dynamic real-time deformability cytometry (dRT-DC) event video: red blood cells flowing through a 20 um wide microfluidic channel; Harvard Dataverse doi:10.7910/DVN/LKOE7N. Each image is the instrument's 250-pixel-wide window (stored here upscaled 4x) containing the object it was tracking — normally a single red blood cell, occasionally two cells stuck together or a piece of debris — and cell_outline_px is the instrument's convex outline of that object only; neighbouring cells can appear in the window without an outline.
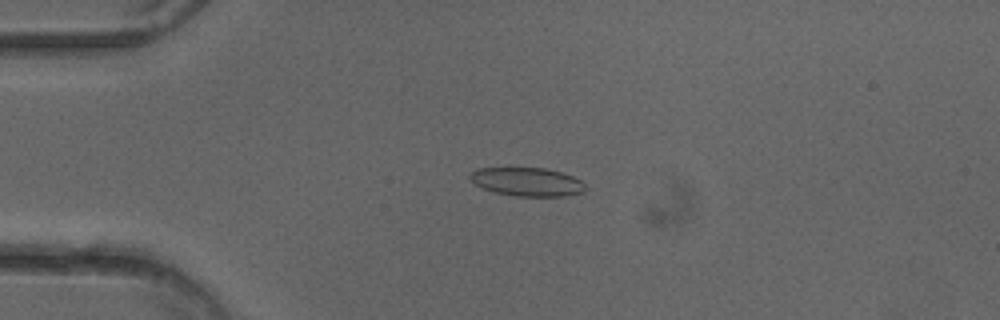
{"species": "common noctule bat (a hibernating species)", "species_latin": "Nyctalus noctula", "temperature_condition": "cold", "stored_images_in_passage": 52, "camera_frame_rate_fps": 3000, "um_per_image_px": 0.085, "animal": {"sex": "female"}, "frame": {"image": 1, "passage_image": 13, "time_ms": 4.0, "image_size_px": [1000, 320], "cell_outline_px": [[588, 188], [584, 192], [564, 196], [516, 196], [496, 192], [484, 188], [476, 184], [468, 176], [476, 168], [544, 168], [560, 172], [572, 176], [580, 180]], "centroid_in_image_um": [44.84, 15.45], "position_along_channel_um": 40.2, "area_um2": 19.02}}
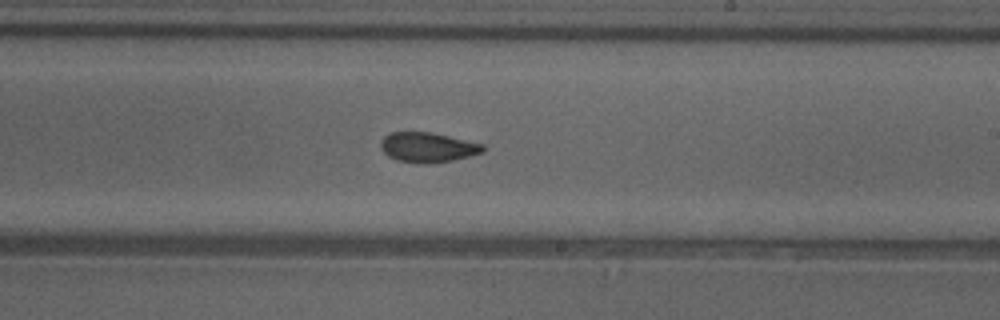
{"frame": {"image": 2, "passage_image": 31, "time_ms": 10.0, "image_size_px": [1000, 320], "cell_outline_px": [[484, 152], [452, 160], [396, 160], [388, 156], [384, 152], [380, 144], [380, 140], [384, 136], [392, 132], [432, 132], [484, 144]], "centroid_in_image_um": [36.36, 12.46], "position_along_channel_um": 252.6, "area_um2": 16.94}}
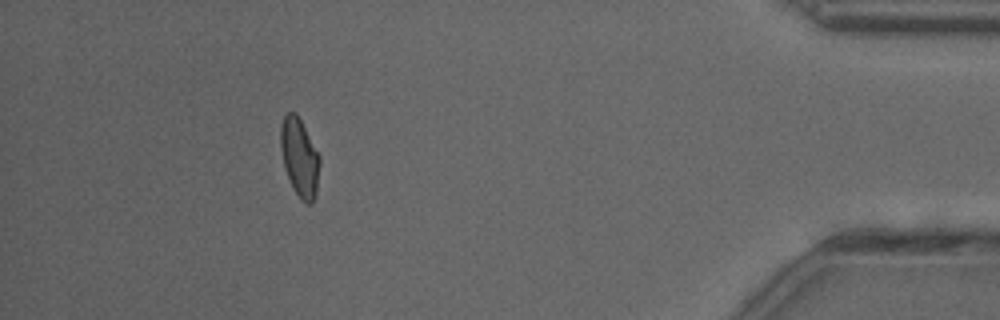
{"frame": {"image": 3, "passage_image": 47, "time_ms": 15.333, "image_size_px": [1000, 320], "cell_outline_px": [[320, 164], [316, 196], [312, 204], [308, 204], [300, 200], [292, 188], [284, 168], [280, 148], [280, 128], [284, 116], [288, 112], [296, 112], [320, 156]], "centroid_in_image_um": [25.46, 13.43], "position_along_channel_um": 409.7, "area_um2": 18.09}, "authors_computed_cell_mechanics": {"area_um2": 18.3515, "velocity_mm_per_s": 4.0263, "shape_relaxation_time_tau1_ms": 9.0946, "shape_relaxation_time_tau2_ms": 1.6836, "deformation_change_tau1": 0.2154, "deformation_change_tau2": 0.0826}}